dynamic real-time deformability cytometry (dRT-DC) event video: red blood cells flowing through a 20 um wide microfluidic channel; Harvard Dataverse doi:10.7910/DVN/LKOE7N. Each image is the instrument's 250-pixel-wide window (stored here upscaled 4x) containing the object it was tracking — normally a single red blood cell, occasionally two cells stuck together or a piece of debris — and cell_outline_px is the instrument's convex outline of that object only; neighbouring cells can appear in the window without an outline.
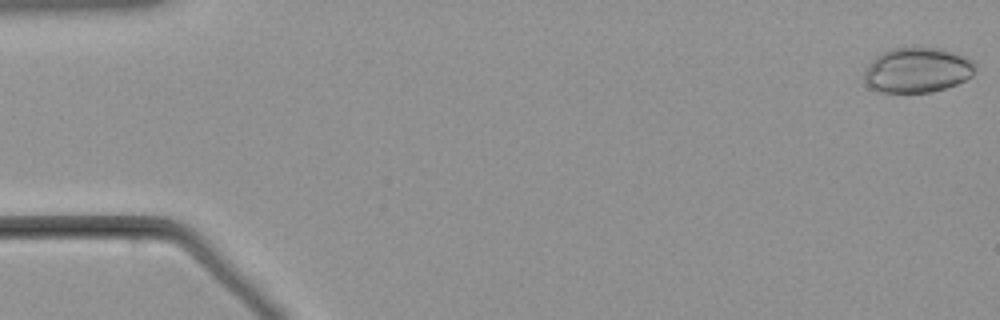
{"species": "common noctule bat (a hibernating species)", "species_latin": "Nyctalus noctula", "temperature_condition": "warm", "stored_images_in_passage": 50, "camera_frame_rate_fps": 3000, "um_per_image_px": 0.085, "animal": {"sex": "male", "body_mass_g": 21.5, "forearm_length_mm": 52.0}, "frame": {"image": 1, "passage_image": 1, "time_ms": 0.0, "image_size_px": [1000, 320], "cell_outline_px": [[972, 76], [956, 84], [932, 92], [876, 92], [864, 80], [864, 72], [868, 64], [876, 56], [884, 52], [896, 48], [936, 48], [952, 52], [964, 56], [972, 60]], "centroid_in_image_um": [77.92, 5.97], "position_along_channel_um": 7.1, "area_um2": 28.61}}
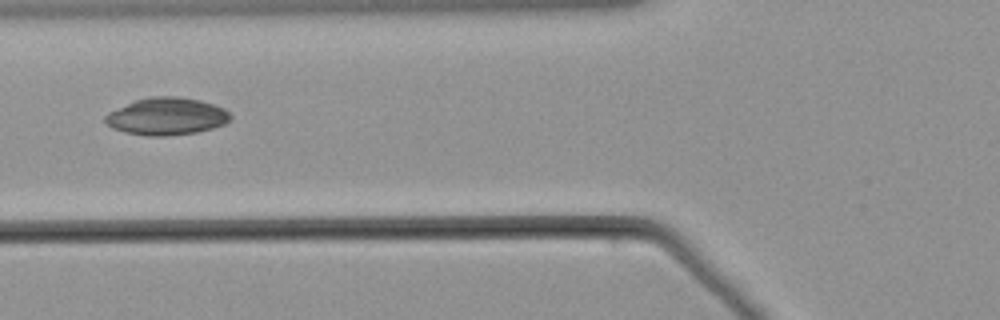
{"frame": {"image": 2, "passage_image": 22, "time_ms": 7.0, "image_size_px": [1000, 320], "cell_outline_px": [[232, 116], [224, 124], [212, 128], [196, 132], [164, 136], [148, 136], [124, 132], [112, 128], [104, 120], [104, 116], [108, 112], [132, 100], [152, 96], [176, 96], [200, 100], [224, 108]], "centroid_in_image_um": [14.12, 9.88], "position_along_channel_um": 111.7, "area_um2": 27.28}}
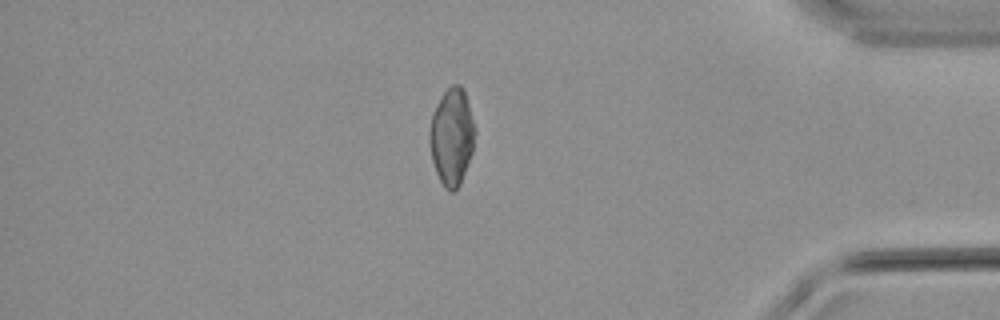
{"frame": {"image": 3, "passage_image": 48, "time_ms": 15.667, "image_size_px": [1000, 320], "cell_outline_px": [[476, 132], [472, 152], [460, 184], [452, 192], [444, 188], [436, 172], [432, 160], [428, 144], [428, 132], [432, 112], [444, 92], [452, 84], [460, 84], [464, 88]], "centroid_in_image_um": [38.38, 11.6], "position_along_channel_um": 396.8, "area_um2": 25.78}}